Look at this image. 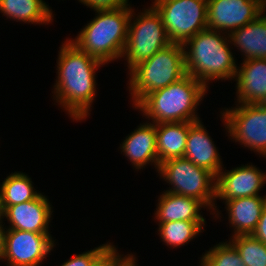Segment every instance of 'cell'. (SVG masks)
Instances as JSON below:
<instances>
[{
  "instance_id": "25",
  "label": "cell",
  "mask_w": 266,
  "mask_h": 266,
  "mask_svg": "<svg viewBox=\"0 0 266 266\" xmlns=\"http://www.w3.org/2000/svg\"><path fill=\"white\" fill-rule=\"evenodd\" d=\"M206 266H245L238 250L230 242H219L200 257Z\"/></svg>"
},
{
  "instance_id": "19",
  "label": "cell",
  "mask_w": 266,
  "mask_h": 266,
  "mask_svg": "<svg viewBox=\"0 0 266 266\" xmlns=\"http://www.w3.org/2000/svg\"><path fill=\"white\" fill-rule=\"evenodd\" d=\"M230 45L239 49L243 60L266 59V14L228 34Z\"/></svg>"
},
{
  "instance_id": "32",
  "label": "cell",
  "mask_w": 266,
  "mask_h": 266,
  "mask_svg": "<svg viewBox=\"0 0 266 266\" xmlns=\"http://www.w3.org/2000/svg\"><path fill=\"white\" fill-rule=\"evenodd\" d=\"M199 261H200L199 262V264H200L199 266H206L205 263L202 261V259H200Z\"/></svg>"
},
{
  "instance_id": "7",
  "label": "cell",
  "mask_w": 266,
  "mask_h": 266,
  "mask_svg": "<svg viewBox=\"0 0 266 266\" xmlns=\"http://www.w3.org/2000/svg\"><path fill=\"white\" fill-rule=\"evenodd\" d=\"M134 10L132 7L122 55L127 62V73L172 43L167 36L161 15L153 6L142 9V12L140 10L137 15Z\"/></svg>"
},
{
  "instance_id": "1",
  "label": "cell",
  "mask_w": 266,
  "mask_h": 266,
  "mask_svg": "<svg viewBox=\"0 0 266 266\" xmlns=\"http://www.w3.org/2000/svg\"><path fill=\"white\" fill-rule=\"evenodd\" d=\"M63 42L58 51L56 62L58 76L55 79L52 96L57 105L69 114V118L81 123L90 115L96 97L97 69L105 64L81 51L69 38Z\"/></svg>"
},
{
  "instance_id": "28",
  "label": "cell",
  "mask_w": 266,
  "mask_h": 266,
  "mask_svg": "<svg viewBox=\"0 0 266 266\" xmlns=\"http://www.w3.org/2000/svg\"><path fill=\"white\" fill-rule=\"evenodd\" d=\"M135 254H120L112 244V266H138Z\"/></svg>"
},
{
  "instance_id": "27",
  "label": "cell",
  "mask_w": 266,
  "mask_h": 266,
  "mask_svg": "<svg viewBox=\"0 0 266 266\" xmlns=\"http://www.w3.org/2000/svg\"><path fill=\"white\" fill-rule=\"evenodd\" d=\"M87 8L97 10H113L131 5L129 0H78Z\"/></svg>"
},
{
  "instance_id": "8",
  "label": "cell",
  "mask_w": 266,
  "mask_h": 266,
  "mask_svg": "<svg viewBox=\"0 0 266 266\" xmlns=\"http://www.w3.org/2000/svg\"><path fill=\"white\" fill-rule=\"evenodd\" d=\"M235 105L220 112L228 138L266 159V103Z\"/></svg>"
},
{
  "instance_id": "30",
  "label": "cell",
  "mask_w": 266,
  "mask_h": 266,
  "mask_svg": "<svg viewBox=\"0 0 266 266\" xmlns=\"http://www.w3.org/2000/svg\"><path fill=\"white\" fill-rule=\"evenodd\" d=\"M91 266H112V244L94 261Z\"/></svg>"
},
{
  "instance_id": "13",
  "label": "cell",
  "mask_w": 266,
  "mask_h": 266,
  "mask_svg": "<svg viewBox=\"0 0 266 266\" xmlns=\"http://www.w3.org/2000/svg\"><path fill=\"white\" fill-rule=\"evenodd\" d=\"M52 208L48 197L40 193L31 201L8 206L1 213V219H7L9 222V227L7 226V229L51 233L49 231V223H51L52 220Z\"/></svg>"
},
{
  "instance_id": "14",
  "label": "cell",
  "mask_w": 266,
  "mask_h": 266,
  "mask_svg": "<svg viewBox=\"0 0 266 266\" xmlns=\"http://www.w3.org/2000/svg\"><path fill=\"white\" fill-rule=\"evenodd\" d=\"M121 154L125 155L136 169H145L147 165H154L156 171L159 168L156 142V124L143 122L128 136L125 137L119 147Z\"/></svg>"
},
{
  "instance_id": "10",
  "label": "cell",
  "mask_w": 266,
  "mask_h": 266,
  "mask_svg": "<svg viewBox=\"0 0 266 266\" xmlns=\"http://www.w3.org/2000/svg\"><path fill=\"white\" fill-rule=\"evenodd\" d=\"M55 245L50 233L7 229L2 261H7V266H42Z\"/></svg>"
},
{
  "instance_id": "29",
  "label": "cell",
  "mask_w": 266,
  "mask_h": 266,
  "mask_svg": "<svg viewBox=\"0 0 266 266\" xmlns=\"http://www.w3.org/2000/svg\"><path fill=\"white\" fill-rule=\"evenodd\" d=\"M252 235L266 244V206L262 210L258 225Z\"/></svg>"
},
{
  "instance_id": "3",
  "label": "cell",
  "mask_w": 266,
  "mask_h": 266,
  "mask_svg": "<svg viewBox=\"0 0 266 266\" xmlns=\"http://www.w3.org/2000/svg\"><path fill=\"white\" fill-rule=\"evenodd\" d=\"M208 89L190 75L146 95L134 109L152 123L196 122L197 108ZM200 103V104H199Z\"/></svg>"
},
{
  "instance_id": "31",
  "label": "cell",
  "mask_w": 266,
  "mask_h": 266,
  "mask_svg": "<svg viewBox=\"0 0 266 266\" xmlns=\"http://www.w3.org/2000/svg\"><path fill=\"white\" fill-rule=\"evenodd\" d=\"M3 220H0V261L3 260L5 251V237H6V226L4 227Z\"/></svg>"
},
{
  "instance_id": "16",
  "label": "cell",
  "mask_w": 266,
  "mask_h": 266,
  "mask_svg": "<svg viewBox=\"0 0 266 266\" xmlns=\"http://www.w3.org/2000/svg\"><path fill=\"white\" fill-rule=\"evenodd\" d=\"M208 132L201 120L189 127L184 158L217 176L223 168V162L218 147Z\"/></svg>"
},
{
  "instance_id": "24",
  "label": "cell",
  "mask_w": 266,
  "mask_h": 266,
  "mask_svg": "<svg viewBox=\"0 0 266 266\" xmlns=\"http://www.w3.org/2000/svg\"><path fill=\"white\" fill-rule=\"evenodd\" d=\"M238 250L245 266H266V244L250 235L229 238Z\"/></svg>"
},
{
  "instance_id": "4",
  "label": "cell",
  "mask_w": 266,
  "mask_h": 266,
  "mask_svg": "<svg viewBox=\"0 0 266 266\" xmlns=\"http://www.w3.org/2000/svg\"><path fill=\"white\" fill-rule=\"evenodd\" d=\"M131 12L130 5L113 10H97L92 21L87 22L75 39L69 40L104 64L121 59Z\"/></svg>"
},
{
  "instance_id": "6",
  "label": "cell",
  "mask_w": 266,
  "mask_h": 266,
  "mask_svg": "<svg viewBox=\"0 0 266 266\" xmlns=\"http://www.w3.org/2000/svg\"><path fill=\"white\" fill-rule=\"evenodd\" d=\"M157 172L160 179L171 185L164 191L198 199L211 210L213 217L219 218L221 213L215 203L216 176L212 172L184 157L164 161L159 164Z\"/></svg>"
},
{
  "instance_id": "26",
  "label": "cell",
  "mask_w": 266,
  "mask_h": 266,
  "mask_svg": "<svg viewBox=\"0 0 266 266\" xmlns=\"http://www.w3.org/2000/svg\"><path fill=\"white\" fill-rule=\"evenodd\" d=\"M112 244L105 243L100 246L95 247L94 249L85 251L81 254H73L70 259H67L60 266H91L94 261Z\"/></svg>"
},
{
  "instance_id": "5",
  "label": "cell",
  "mask_w": 266,
  "mask_h": 266,
  "mask_svg": "<svg viewBox=\"0 0 266 266\" xmlns=\"http://www.w3.org/2000/svg\"><path fill=\"white\" fill-rule=\"evenodd\" d=\"M128 90L133 108L151 92L165 88L187 75L183 45L171 43L129 73Z\"/></svg>"
},
{
  "instance_id": "2",
  "label": "cell",
  "mask_w": 266,
  "mask_h": 266,
  "mask_svg": "<svg viewBox=\"0 0 266 266\" xmlns=\"http://www.w3.org/2000/svg\"><path fill=\"white\" fill-rule=\"evenodd\" d=\"M229 44L228 34L208 28L186 40L182 45L187 74L207 89L210 81L235 79L238 64Z\"/></svg>"
},
{
  "instance_id": "9",
  "label": "cell",
  "mask_w": 266,
  "mask_h": 266,
  "mask_svg": "<svg viewBox=\"0 0 266 266\" xmlns=\"http://www.w3.org/2000/svg\"><path fill=\"white\" fill-rule=\"evenodd\" d=\"M172 43L183 44L207 28V0H153Z\"/></svg>"
},
{
  "instance_id": "20",
  "label": "cell",
  "mask_w": 266,
  "mask_h": 266,
  "mask_svg": "<svg viewBox=\"0 0 266 266\" xmlns=\"http://www.w3.org/2000/svg\"><path fill=\"white\" fill-rule=\"evenodd\" d=\"M194 122H167L156 124V142L159 164L184 157L189 127Z\"/></svg>"
},
{
  "instance_id": "15",
  "label": "cell",
  "mask_w": 266,
  "mask_h": 266,
  "mask_svg": "<svg viewBox=\"0 0 266 266\" xmlns=\"http://www.w3.org/2000/svg\"><path fill=\"white\" fill-rule=\"evenodd\" d=\"M239 66L234 79L236 104L266 103V59L244 60Z\"/></svg>"
},
{
  "instance_id": "21",
  "label": "cell",
  "mask_w": 266,
  "mask_h": 266,
  "mask_svg": "<svg viewBox=\"0 0 266 266\" xmlns=\"http://www.w3.org/2000/svg\"><path fill=\"white\" fill-rule=\"evenodd\" d=\"M0 13L26 24L48 25L54 19L51 7L43 0H0Z\"/></svg>"
},
{
  "instance_id": "17",
  "label": "cell",
  "mask_w": 266,
  "mask_h": 266,
  "mask_svg": "<svg viewBox=\"0 0 266 266\" xmlns=\"http://www.w3.org/2000/svg\"><path fill=\"white\" fill-rule=\"evenodd\" d=\"M154 218L158 223L171 221L206 222L201 209L208 207L198 199L163 191L158 196Z\"/></svg>"
},
{
  "instance_id": "12",
  "label": "cell",
  "mask_w": 266,
  "mask_h": 266,
  "mask_svg": "<svg viewBox=\"0 0 266 266\" xmlns=\"http://www.w3.org/2000/svg\"><path fill=\"white\" fill-rule=\"evenodd\" d=\"M222 168L216 176V200H231L259 193L266 183V172L255 165H241L231 170Z\"/></svg>"
},
{
  "instance_id": "22",
  "label": "cell",
  "mask_w": 266,
  "mask_h": 266,
  "mask_svg": "<svg viewBox=\"0 0 266 266\" xmlns=\"http://www.w3.org/2000/svg\"><path fill=\"white\" fill-rule=\"evenodd\" d=\"M28 174L12 172L0 184L1 213L8 207L35 199L41 192L35 191Z\"/></svg>"
},
{
  "instance_id": "23",
  "label": "cell",
  "mask_w": 266,
  "mask_h": 266,
  "mask_svg": "<svg viewBox=\"0 0 266 266\" xmlns=\"http://www.w3.org/2000/svg\"><path fill=\"white\" fill-rule=\"evenodd\" d=\"M206 222L171 221L158 223V235L167 247H181L204 232Z\"/></svg>"
},
{
  "instance_id": "11",
  "label": "cell",
  "mask_w": 266,
  "mask_h": 266,
  "mask_svg": "<svg viewBox=\"0 0 266 266\" xmlns=\"http://www.w3.org/2000/svg\"><path fill=\"white\" fill-rule=\"evenodd\" d=\"M265 10L266 0H207V28L229 34Z\"/></svg>"
},
{
  "instance_id": "18",
  "label": "cell",
  "mask_w": 266,
  "mask_h": 266,
  "mask_svg": "<svg viewBox=\"0 0 266 266\" xmlns=\"http://www.w3.org/2000/svg\"><path fill=\"white\" fill-rule=\"evenodd\" d=\"M223 201L228 215L229 228L232 227V236L252 234L266 206V195L234 198Z\"/></svg>"
}]
</instances>
